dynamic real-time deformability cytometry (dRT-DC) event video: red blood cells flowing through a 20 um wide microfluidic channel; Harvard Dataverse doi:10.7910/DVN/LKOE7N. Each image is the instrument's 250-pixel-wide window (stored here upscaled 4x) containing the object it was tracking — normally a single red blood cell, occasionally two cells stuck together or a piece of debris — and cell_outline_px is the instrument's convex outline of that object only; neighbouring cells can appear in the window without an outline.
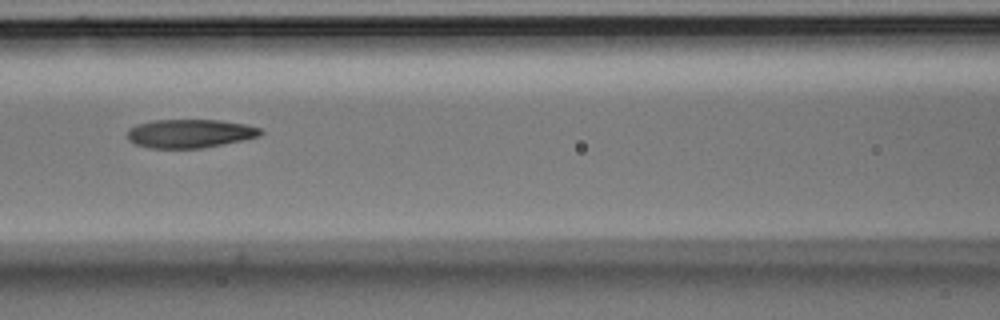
{"species": "Egyptian fruit bat (a non-hibernating species)", "species_latin": "Rousettus aegyptiacus", "temperature_condition": "room temperature", "stored_images_in_passage": 12, "camera_frame_rate_fps": 3000, "um_per_image_px": 0.085, "animal": {"sex": "male"}, "frame": {"image": 1, "passage_image": 4, "time_ms": 1.0, "image_size_px": [1000, 320], "cell_outline_px": [[264, 132], [260, 136], [200, 148], [152, 148], [136, 144], [128, 140], [128, 128], [136, 124], [152, 120], [220, 120], [244, 124], [260, 128]], "centroid_in_image_um": [16.11, 11.33], "position_along_channel_um": 150.5, "area_um2": 22.02}}
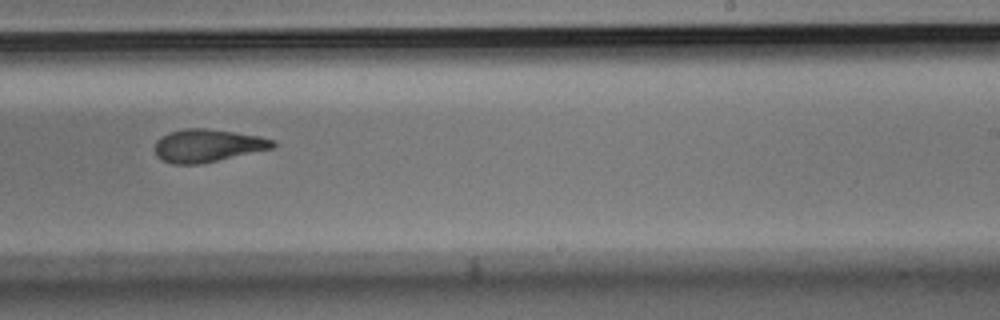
{"frame": {"image": 2, "passage_image": 7, "time_ms": 2.0, "image_size_px": [1000, 320], "cell_outline_px": [[276, 144], [272, 148], [200, 164], [172, 164], [156, 156], [156, 140], [160, 136], [168, 132], [184, 128], [204, 128], [260, 136], [276, 140]], "centroid_in_image_um": [17.62, 12.36], "position_along_channel_um": 271.4, "area_um2": 22.43}}
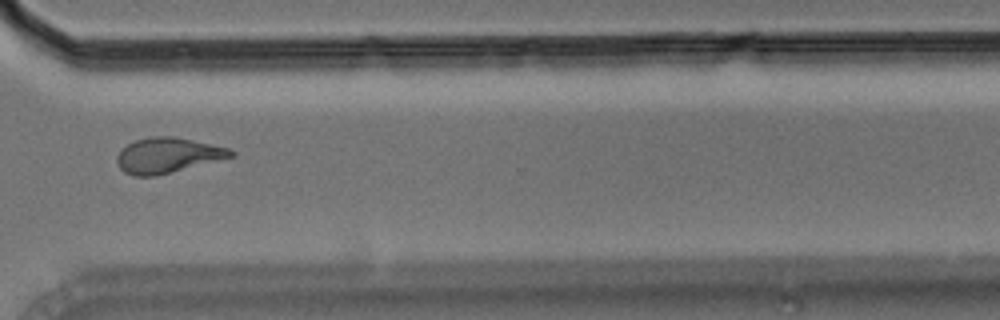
{"frame": {"image": 3, "passage_image": 9, "time_ms": 2.667, "image_size_px": [1000, 320], "cell_outline_px": [[236, 156], [156, 176], [132, 176], [124, 172], [120, 168], [116, 160], [116, 156], [120, 148], [136, 140], [152, 136], [172, 136], [192, 140], [228, 148], [236, 152]], "centroid_in_image_um": [14.23, 13.21], "position_along_channel_um": 356.4, "area_um2": 23.47}}